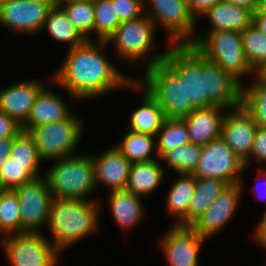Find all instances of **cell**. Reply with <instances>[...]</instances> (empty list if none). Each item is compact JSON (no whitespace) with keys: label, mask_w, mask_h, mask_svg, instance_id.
Masks as SVG:
<instances>
[{"label":"cell","mask_w":266,"mask_h":266,"mask_svg":"<svg viewBox=\"0 0 266 266\" xmlns=\"http://www.w3.org/2000/svg\"><path fill=\"white\" fill-rule=\"evenodd\" d=\"M44 28L58 42L68 43V50L85 41L60 5L50 8L43 26Z\"/></svg>","instance_id":"28"},{"label":"cell","mask_w":266,"mask_h":266,"mask_svg":"<svg viewBox=\"0 0 266 266\" xmlns=\"http://www.w3.org/2000/svg\"><path fill=\"white\" fill-rule=\"evenodd\" d=\"M156 140L158 159L178 146L191 143L187 126L182 119L166 118L156 135Z\"/></svg>","instance_id":"30"},{"label":"cell","mask_w":266,"mask_h":266,"mask_svg":"<svg viewBox=\"0 0 266 266\" xmlns=\"http://www.w3.org/2000/svg\"><path fill=\"white\" fill-rule=\"evenodd\" d=\"M257 226L255 227L254 231L252 232L253 239L257 242L262 248H266V223L260 219L258 221Z\"/></svg>","instance_id":"44"},{"label":"cell","mask_w":266,"mask_h":266,"mask_svg":"<svg viewBox=\"0 0 266 266\" xmlns=\"http://www.w3.org/2000/svg\"><path fill=\"white\" fill-rule=\"evenodd\" d=\"M164 179V168L156 159L133 163L126 190L138 196H147L159 187Z\"/></svg>","instance_id":"25"},{"label":"cell","mask_w":266,"mask_h":266,"mask_svg":"<svg viewBox=\"0 0 266 266\" xmlns=\"http://www.w3.org/2000/svg\"><path fill=\"white\" fill-rule=\"evenodd\" d=\"M203 16L211 22L208 32L228 30L241 33L253 24L251 10L224 1L215 4Z\"/></svg>","instance_id":"22"},{"label":"cell","mask_w":266,"mask_h":266,"mask_svg":"<svg viewBox=\"0 0 266 266\" xmlns=\"http://www.w3.org/2000/svg\"><path fill=\"white\" fill-rule=\"evenodd\" d=\"M253 14H266V0H259L257 10Z\"/></svg>","instance_id":"47"},{"label":"cell","mask_w":266,"mask_h":266,"mask_svg":"<svg viewBox=\"0 0 266 266\" xmlns=\"http://www.w3.org/2000/svg\"><path fill=\"white\" fill-rule=\"evenodd\" d=\"M242 184L228 185L191 226L204 239L214 236L233 218L242 197Z\"/></svg>","instance_id":"15"},{"label":"cell","mask_w":266,"mask_h":266,"mask_svg":"<svg viewBox=\"0 0 266 266\" xmlns=\"http://www.w3.org/2000/svg\"><path fill=\"white\" fill-rule=\"evenodd\" d=\"M6 189L3 187V185L0 183V200L3 196V194L5 193Z\"/></svg>","instance_id":"52"},{"label":"cell","mask_w":266,"mask_h":266,"mask_svg":"<svg viewBox=\"0 0 266 266\" xmlns=\"http://www.w3.org/2000/svg\"><path fill=\"white\" fill-rule=\"evenodd\" d=\"M256 74L264 81H266V64L263 65Z\"/></svg>","instance_id":"48"},{"label":"cell","mask_w":266,"mask_h":266,"mask_svg":"<svg viewBox=\"0 0 266 266\" xmlns=\"http://www.w3.org/2000/svg\"><path fill=\"white\" fill-rule=\"evenodd\" d=\"M112 4L120 23L145 14L146 3L143 0H112Z\"/></svg>","instance_id":"39"},{"label":"cell","mask_w":266,"mask_h":266,"mask_svg":"<svg viewBox=\"0 0 266 266\" xmlns=\"http://www.w3.org/2000/svg\"><path fill=\"white\" fill-rule=\"evenodd\" d=\"M30 1H35V2H40V3H43V4H48L50 7L58 5L57 0H30Z\"/></svg>","instance_id":"49"},{"label":"cell","mask_w":266,"mask_h":266,"mask_svg":"<svg viewBox=\"0 0 266 266\" xmlns=\"http://www.w3.org/2000/svg\"><path fill=\"white\" fill-rule=\"evenodd\" d=\"M7 0H0V7L6 2Z\"/></svg>","instance_id":"55"},{"label":"cell","mask_w":266,"mask_h":266,"mask_svg":"<svg viewBox=\"0 0 266 266\" xmlns=\"http://www.w3.org/2000/svg\"><path fill=\"white\" fill-rule=\"evenodd\" d=\"M42 176L15 189L20 205L21 233H39L40 228L48 223L54 197L45 176Z\"/></svg>","instance_id":"12"},{"label":"cell","mask_w":266,"mask_h":266,"mask_svg":"<svg viewBox=\"0 0 266 266\" xmlns=\"http://www.w3.org/2000/svg\"><path fill=\"white\" fill-rule=\"evenodd\" d=\"M247 169L243 160L218 138L202 146V153L193 175L196 178L222 179L229 185L242 183V173Z\"/></svg>","instance_id":"11"},{"label":"cell","mask_w":266,"mask_h":266,"mask_svg":"<svg viewBox=\"0 0 266 266\" xmlns=\"http://www.w3.org/2000/svg\"><path fill=\"white\" fill-rule=\"evenodd\" d=\"M143 99L142 105H140L137 110L133 111L128 118L130 120V125L127 126L126 130L156 137L166 117L163 109L146 90Z\"/></svg>","instance_id":"26"},{"label":"cell","mask_w":266,"mask_h":266,"mask_svg":"<svg viewBox=\"0 0 266 266\" xmlns=\"http://www.w3.org/2000/svg\"><path fill=\"white\" fill-rule=\"evenodd\" d=\"M188 7L192 4L193 0H182Z\"/></svg>","instance_id":"53"},{"label":"cell","mask_w":266,"mask_h":266,"mask_svg":"<svg viewBox=\"0 0 266 266\" xmlns=\"http://www.w3.org/2000/svg\"><path fill=\"white\" fill-rule=\"evenodd\" d=\"M261 219L266 223V211L264 212V214H263Z\"/></svg>","instance_id":"54"},{"label":"cell","mask_w":266,"mask_h":266,"mask_svg":"<svg viewBox=\"0 0 266 266\" xmlns=\"http://www.w3.org/2000/svg\"><path fill=\"white\" fill-rule=\"evenodd\" d=\"M205 240L191 226L172 225L159 243L169 266H199L198 253Z\"/></svg>","instance_id":"13"},{"label":"cell","mask_w":266,"mask_h":266,"mask_svg":"<svg viewBox=\"0 0 266 266\" xmlns=\"http://www.w3.org/2000/svg\"><path fill=\"white\" fill-rule=\"evenodd\" d=\"M144 71V78H135L127 88L140 90L144 87L163 109L166 118L183 119L196 109L192 102H187L185 85L164 62L145 68Z\"/></svg>","instance_id":"3"},{"label":"cell","mask_w":266,"mask_h":266,"mask_svg":"<svg viewBox=\"0 0 266 266\" xmlns=\"http://www.w3.org/2000/svg\"><path fill=\"white\" fill-rule=\"evenodd\" d=\"M20 205L15 190H6L0 200V235L21 234Z\"/></svg>","instance_id":"35"},{"label":"cell","mask_w":266,"mask_h":266,"mask_svg":"<svg viewBox=\"0 0 266 266\" xmlns=\"http://www.w3.org/2000/svg\"><path fill=\"white\" fill-rule=\"evenodd\" d=\"M257 127L254 119L240 106L226 112L220 137L245 162L250 157Z\"/></svg>","instance_id":"16"},{"label":"cell","mask_w":266,"mask_h":266,"mask_svg":"<svg viewBox=\"0 0 266 266\" xmlns=\"http://www.w3.org/2000/svg\"><path fill=\"white\" fill-rule=\"evenodd\" d=\"M156 27L152 20L147 15H142L136 19L121 22L114 34L107 40V44H113L116 55L120 59L136 62L141 58L146 67H151L158 63H162L166 55L163 53H153L154 50ZM146 56V58H145ZM123 57V58H122Z\"/></svg>","instance_id":"6"},{"label":"cell","mask_w":266,"mask_h":266,"mask_svg":"<svg viewBox=\"0 0 266 266\" xmlns=\"http://www.w3.org/2000/svg\"><path fill=\"white\" fill-rule=\"evenodd\" d=\"M96 42L85 40L68 50L60 68L52 75V81L62 86L75 99L83 101L98 97L113 88L128 87L134 80L121 73L104 56L101 50L108 45L107 42Z\"/></svg>","instance_id":"1"},{"label":"cell","mask_w":266,"mask_h":266,"mask_svg":"<svg viewBox=\"0 0 266 266\" xmlns=\"http://www.w3.org/2000/svg\"><path fill=\"white\" fill-rule=\"evenodd\" d=\"M11 266H56L60 251L41 232L2 237Z\"/></svg>","instance_id":"9"},{"label":"cell","mask_w":266,"mask_h":266,"mask_svg":"<svg viewBox=\"0 0 266 266\" xmlns=\"http://www.w3.org/2000/svg\"><path fill=\"white\" fill-rule=\"evenodd\" d=\"M50 8L30 0H7L0 7V25L25 35L41 33Z\"/></svg>","instance_id":"14"},{"label":"cell","mask_w":266,"mask_h":266,"mask_svg":"<svg viewBox=\"0 0 266 266\" xmlns=\"http://www.w3.org/2000/svg\"><path fill=\"white\" fill-rule=\"evenodd\" d=\"M213 105L206 108H196L182 120L185 122L191 143L205 146L220 138L223 118L228 110ZM225 112V113H223Z\"/></svg>","instance_id":"20"},{"label":"cell","mask_w":266,"mask_h":266,"mask_svg":"<svg viewBox=\"0 0 266 266\" xmlns=\"http://www.w3.org/2000/svg\"><path fill=\"white\" fill-rule=\"evenodd\" d=\"M54 163L44 174L53 197L89 201L98 188L91 156L75 154Z\"/></svg>","instance_id":"4"},{"label":"cell","mask_w":266,"mask_h":266,"mask_svg":"<svg viewBox=\"0 0 266 266\" xmlns=\"http://www.w3.org/2000/svg\"><path fill=\"white\" fill-rule=\"evenodd\" d=\"M163 62L178 76L186 87L187 102L195 108L214 104L205 92V56L192 45H171Z\"/></svg>","instance_id":"7"},{"label":"cell","mask_w":266,"mask_h":266,"mask_svg":"<svg viewBox=\"0 0 266 266\" xmlns=\"http://www.w3.org/2000/svg\"><path fill=\"white\" fill-rule=\"evenodd\" d=\"M223 0H193L188 7L191 16L197 21V17H202L210 8Z\"/></svg>","instance_id":"42"},{"label":"cell","mask_w":266,"mask_h":266,"mask_svg":"<svg viewBox=\"0 0 266 266\" xmlns=\"http://www.w3.org/2000/svg\"><path fill=\"white\" fill-rule=\"evenodd\" d=\"M252 158L258 164L266 163V127H257L250 157L244 162L246 167H249Z\"/></svg>","instance_id":"40"},{"label":"cell","mask_w":266,"mask_h":266,"mask_svg":"<svg viewBox=\"0 0 266 266\" xmlns=\"http://www.w3.org/2000/svg\"><path fill=\"white\" fill-rule=\"evenodd\" d=\"M198 35L195 33L190 45L240 83L244 76L256 74L245 57L241 33L225 30Z\"/></svg>","instance_id":"5"},{"label":"cell","mask_w":266,"mask_h":266,"mask_svg":"<svg viewBox=\"0 0 266 266\" xmlns=\"http://www.w3.org/2000/svg\"><path fill=\"white\" fill-rule=\"evenodd\" d=\"M73 1H84V0H57L58 5L67 3V2H73Z\"/></svg>","instance_id":"51"},{"label":"cell","mask_w":266,"mask_h":266,"mask_svg":"<svg viewBox=\"0 0 266 266\" xmlns=\"http://www.w3.org/2000/svg\"><path fill=\"white\" fill-rule=\"evenodd\" d=\"M22 131L21 124L0 111V139L16 137Z\"/></svg>","instance_id":"41"},{"label":"cell","mask_w":266,"mask_h":266,"mask_svg":"<svg viewBox=\"0 0 266 266\" xmlns=\"http://www.w3.org/2000/svg\"><path fill=\"white\" fill-rule=\"evenodd\" d=\"M145 9L155 27L159 23L169 34L172 45H190L194 40L197 22L191 16L188 6L182 0H147ZM150 9V11H148Z\"/></svg>","instance_id":"10"},{"label":"cell","mask_w":266,"mask_h":266,"mask_svg":"<svg viewBox=\"0 0 266 266\" xmlns=\"http://www.w3.org/2000/svg\"><path fill=\"white\" fill-rule=\"evenodd\" d=\"M253 24L266 35V14H253Z\"/></svg>","instance_id":"46"},{"label":"cell","mask_w":266,"mask_h":266,"mask_svg":"<svg viewBox=\"0 0 266 266\" xmlns=\"http://www.w3.org/2000/svg\"><path fill=\"white\" fill-rule=\"evenodd\" d=\"M52 92L44 87L37 95L26 121L21 125L23 131L31 132L36 127L68 119L74 113L61 96Z\"/></svg>","instance_id":"21"},{"label":"cell","mask_w":266,"mask_h":266,"mask_svg":"<svg viewBox=\"0 0 266 266\" xmlns=\"http://www.w3.org/2000/svg\"><path fill=\"white\" fill-rule=\"evenodd\" d=\"M39 165H19L8 159L0 167V183L6 190H15L23 184L40 177Z\"/></svg>","instance_id":"37"},{"label":"cell","mask_w":266,"mask_h":266,"mask_svg":"<svg viewBox=\"0 0 266 266\" xmlns=\"http://www.w3.org/2000/svg\"><path fill=\"white\" fill-rule=\"evenodd\" d=\"M127 131L128 133L125 135L122 142H119L116 146L122 155L131 164L154 160L155 158L152 157V153L155 150L154 152L157 154L156 137L149 134L132 132L130 130Z\"/></svg>","instance_id":"29"},{"label":"cell","mask_w":266,"mask_h":266,"mask_svg":"<svg viewBox=\"0 0 266 266\" xmlns=\"http://www.w3.org/2000/svg\"><path fill=\"white\" fill-rule=\"evenodd\" d=\"M82 132L83 122L73 113L68 119L36 127L30 133L40 160L55 161L75 155Z\"/></svg>","instance_id":"8"},{"label":"cell","mask_w":266,"mask_h":266,"mask_svg":"<svg viewBox=\"0 0 266 266\" xmlns=\"http://www.w3.org/2000/svg\"><path fill=\"white\" fill-rule=\"evenodd\" d=\"M205 92L216 106L233 110L241 106L242 83L205 57Z\"/></svg>","instance_id":"17"},{"label":"cell","mask_w":266,"mask_h":266,"mask_svg":"<svg viewBox=\"0 0 266 266\" xmlns=\"http://www.w3.org/2000/svg\"><path fill=\"white\" fill-rule=\"evenodd\" d=\"M100 204V199L53 198L46 226L60 252L99 230Z\"/></svg>","instance_id":"2"},{"label":"cell","mask_w":266,"mask_h":266,"mask_svg":"<svg viewBox=\"0 0 266 266\" xmlns=\"http://www.w3.org/2000/svg\"><path fill=\"white\" fill-rule=\"evenodd\" d=\"M15 137H8L0 139V167L8 159L14 142Z\"/></svg>","instance_id":"43"},{"label":"cell","mask_w":266,"mask_h":266,"mask_svg":"<svg viewBox=\"0 0 266 266\" xmlns=\"http://www.w3.org/2000/svg\"><path fill=\"white\" fill-rule=\"evenodd\" d=\"M229 184L222 179L196 178L188 209V226H192Z\"/></svg>","instance_id":"27"},{"label":"cell","mask_w":266,"mask_h":266,"mask_svg":"<svg viewBox=\"0 0 266 266\" xmlns=\"http://www.w3.org/2000/svg\"><path fill=\"white\" fill-rule=\"evenodd\" d=\"M65 10L70 21L75 29L85 40H92L91 36L94 33V6L93 0L73 1L60 4Z\"/></svg>","instance_id":"34"},{"label":"cell","mask_w":266,"mask_h":266,"mask_svg":"<svg viewBox=\"0 0 266 266\" xmlns=\"http://www.w3.org/2000/svg\"><path fill=\"white\" fill-rule=\"evenodd\" d=\"M226 3H230L236 6H241L251 10L253 13L257 10L259 0H223Z\"/></svg>","instance_id":"45"},{"label":"cell","mask_w":266,"mask_h":266,"mask_svg":"<svg viewBox=\"0 0 266 266\" xmlns=\"http://www.w3.org/2000/svg\"><path fill=\"white\" fill-rule=\"evenodd\" d=\"M46 86L44 82L24 81L11 84L0 91V111L23 124L30 109L35 103L37 95Z\"/></svg>","instance_id":"19"},{"label":"cell","mask_w":266,"mask_h":266,"mask_svg":"<svg viewBox=\"0 0 266 266\" xmlns=\"http://www.w3.org/2000/svg\"><path fill=\"white\" fill-rule=\"evenodd\" d=\"M94 164L95 184L112 191L126 190L131 163L113 146L101 155H90Z\"/></svg>","instance_id":"18"},{"label":"cell","mask_w":266,"mask_h":266,"mask_svg":"<svg viewBox=\"0 0 266 266\" xmlns=\"http://www.w3.org/2000/svg\"><path fill=\"white\" fill-rule=\"evenodd\" d=\"M202 146L185 144L167 152L161 160L178 174H193L197 168Z\"/></svg>","instance_id":"32"},{"label":"cell","mask_w":266,"mask_h":266,"mask_svg":"<svg viewBox=\"0 0 266 266\" xmlns=\"http://www.w3.org/2000/svg\"><path fill=\"white\" fill-rule=\"evenodd\" d=\"M108 200L112 218L121 228L131 229L143 220L144 207L141 203V196L127 190H120L110 192Z\"/></svg>","instance_id":"23"},{"label":"cell","mask_w":266,"mask_h":266,"mask_svg":"<svg viewBox=\"0 0 266 266\" xmlns=\"http://www.w3.org/2000/svg\"><path fill=\"white\" fill-rule=\"evenodd\" d=\"M94 33L99 41H106L114 34L120 24L112 0H93Z\"/></svg>","instance_id":"36"},{"label":"cell","mask_w":266,"mask_h":266,"mask_svg":"<svg viewBox=\"0 0 266 266\" xmlns=\"http://www.w3.org/2000/svg\"><path fill=\"white\" fill-rule=\"evenodd\" d=\"M254 76V84L247 88L242 85L241 106L259 127H266V81Z\"/></svg>","instance_id":"31"},{"label":"cell","mask_w":266,"mask_h":266,"mask_svg":"<svg viewBox=\"0 0 266 266\" xmlns=\"http://www.w3.org/2000/svg\"><path fill=\"white\" fill-rule=\"evenodd\" d=\"M180 178L174 181L166 200V208L171 217H177V226H188V209L193 197L196 177L193 174H179Z\"/></svg>","instance_id":"24"},{"label":"cell","mask_w":266,"mask_h":266,"mask_svg":"<svg viewBox=\"0 0 266 266\" xmlns=\"http://www.w3.org/2000/svg\"><path fill=\"white\" fill-rule=\"evenodd\" d=\"M241 37L245 57L256 73L266 64V35L252 24L241 32Z\"/></svg>","instance_id":"33"},{"label":"cell","mask_w":266,"mask_h":266,"mask_svg":"<svg viewBox=\"0 0 266 266\" xmlns=\"http://www.w3.org/2000/svg\"><path fill=\"white\" fill-rule=\"evenodd\" d=\"M265 166H262V168H259V173L258 174H260L258 177L260 178L261 177V179H262V176L264 177V175H266V168H264ZM257 190V189H256ZM257 198H258V196H257Z\"/></svg>","instance_id":"50"},{"label":"cell","mask_w":266,"mask_h":266,"mask_svg":"<svg viewBox=\"0 0 266 266\" xmlns=\"http://www.w3.org/2000/svg\"><path fill=\"white\" fill-rule=\"evenodd\" d=\"M9 158L19 165H39L41 160L33 135L27 131H21L13 142Z\"/></svg>","instance_id":"38"}]
</instances>
